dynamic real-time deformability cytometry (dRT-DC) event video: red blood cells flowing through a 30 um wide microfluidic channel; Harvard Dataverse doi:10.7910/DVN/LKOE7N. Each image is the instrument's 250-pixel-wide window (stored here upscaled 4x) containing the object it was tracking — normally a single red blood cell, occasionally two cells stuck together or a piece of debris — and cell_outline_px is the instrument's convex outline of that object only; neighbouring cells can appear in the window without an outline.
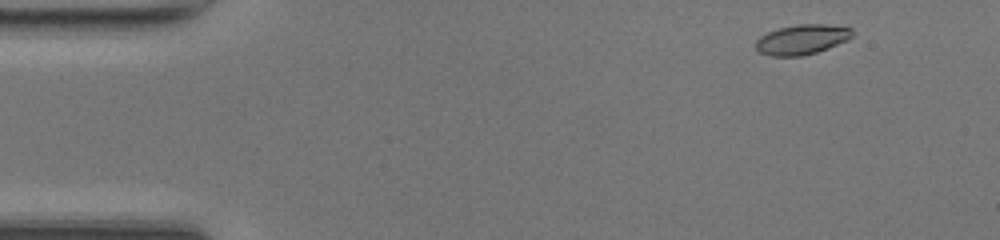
{"species": "common noctule bat (a hibernating species)", "species_latin": "Nyctalus noctula", "temperature_condition": "room temperature", "stored_images_in_passage": 10, "camera_frame_rate_fps": 3000, "um_per_image_px": 0.085, "animal": {"sex": "female", "body_mass_g": 17.0, "forearm_length_mm": 48.0}, "frame": {"image": 1, "passage_image": 2, "time_ms": 0.333, "image_size_px": [1000, 240], "cell_outline_px": [[852, 36], [848, 40], [828, 48], [816, 52], [800, 56], [772, 56], [760, 52], [756, 48], [756, 40], [760, 36], [768, 32], [780, 28], [800, 24], [824, 24], [852, 28]], "centroid_in_image_um": [68.17, 3.36], "position_along_channel_um": 16.8, "area_um2": 16.65}}